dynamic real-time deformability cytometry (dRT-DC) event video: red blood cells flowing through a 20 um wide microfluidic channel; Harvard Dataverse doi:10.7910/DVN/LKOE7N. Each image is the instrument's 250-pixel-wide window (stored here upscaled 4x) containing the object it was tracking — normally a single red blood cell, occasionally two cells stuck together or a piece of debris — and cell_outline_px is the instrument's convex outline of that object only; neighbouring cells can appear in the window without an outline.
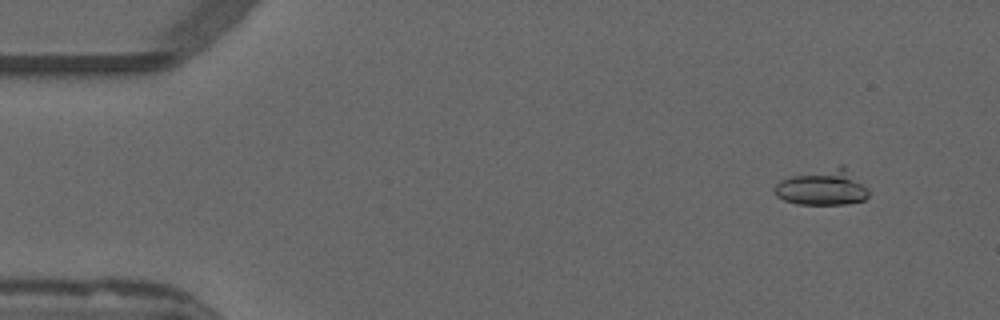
{"species": "common noctule bat (a hibernating species)", "species_latin": "Nyctalus noctula", "temperature_condition": "warm", "stored_images_in_passage": 13, "camera_frame_rate_fps": 3000, "um_per_image_px": 0.085, "animal": {"sex": "male", "forearm_length_mm": 52.5}, "frame": {"image": 1, "passage_image": 4, "time_ms": 1.0, "image_size_px": [1000, 320], "cell_outline_px": [[868, 196], [864, 200], [848, 204], [796, 204], [784, 200], [776, 196], [776, 184], [780, 180], [792, 176], [840, 164], [844, 164], [868, 188]], "centroid_in_image_um": [69.96, 15.91], "position_along_channel_um": 15.0, "area_um2": 19.77}}